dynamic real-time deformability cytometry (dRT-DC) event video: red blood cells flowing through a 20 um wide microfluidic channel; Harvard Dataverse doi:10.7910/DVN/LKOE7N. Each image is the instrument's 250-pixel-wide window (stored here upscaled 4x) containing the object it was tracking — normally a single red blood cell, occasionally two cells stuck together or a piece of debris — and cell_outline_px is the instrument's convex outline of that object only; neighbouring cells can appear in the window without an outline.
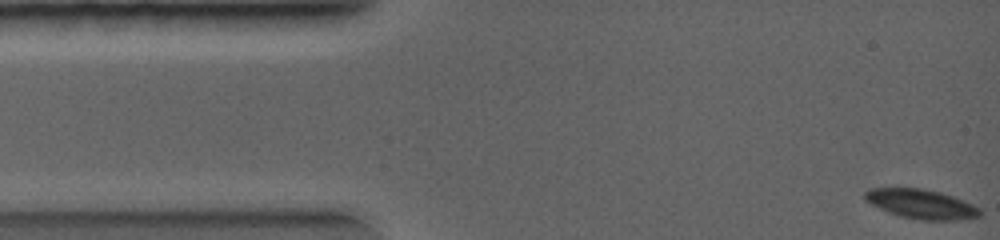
{"species": "common noctule bat (a hibernating species)", "species_latin": "Nyctalus noctula", "temperature_condition": "warm", "stored_images_in_passage": 24, "camera_frame_rate_fps": 5000, "um_per_image_px": 0.085, "animal": {"sex": "female", "body_mass_g": 19.0, "forearm_length_mm": 56.7}, "frame": {"image": 1, "passage_image": 1, "time_ms": 0.0, "image_size_px": [1000, 240], "cell_outline_px": [[980, 212], [976, 216], [944, 220], [928, 220], [904, 216], [892, 212], [868, 200], [864, 196], [864, 192], [868, 188], [920, 188], [940, 192], [952, 196], [972, 204], [980, 208]], "centroid_in_image_um": [78.31, 17.3], "position_along_channel_um": 6.7, "area_um2": 18.61}}
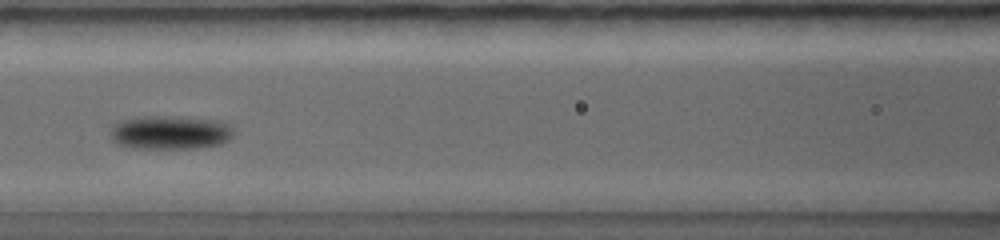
{"frame": {"image": 2, "passage_image": 11, "time_ms": 4.0, "image_size_px": [1000, 240], "cell_outline_px": [[232, 136], [228, 140], [220, 144], [196, 148], [136, 148], [120, 144], [112, 136], [112, 124], [120, 120], [136, 116], [184, 116], [220, 120], [232, 124]], "centroid_in_image_um": [14.52, 11.22], "position_along_channel_um": 152.1, "area_um2": 24.45}}
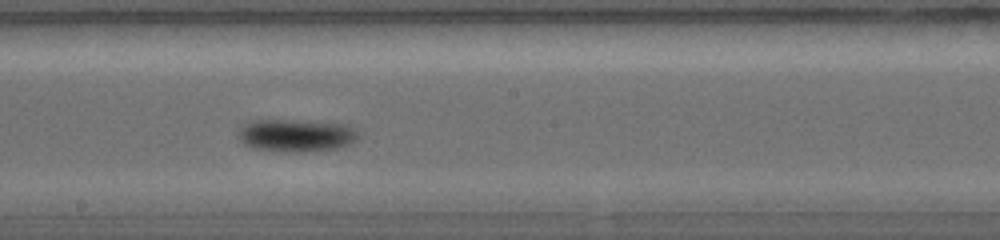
{"frame": {"image": 3, "passage_image": 14, "time_ms": 5.2, "image_size_px": [1000, 240], "cell_outline_px": [[356, 140], [352, 144], [336, 148], [300, 152], [292, 152], [256, 148], [244, 144], [240, 140], [240, 128], [244, 124], [252, 120], [304, 120], [348, 124], [356, 132]], "centroid_in_image_um": [25.19, 11.49], "position_along_channel_um": 223.0, "area_um2": 22.6}}